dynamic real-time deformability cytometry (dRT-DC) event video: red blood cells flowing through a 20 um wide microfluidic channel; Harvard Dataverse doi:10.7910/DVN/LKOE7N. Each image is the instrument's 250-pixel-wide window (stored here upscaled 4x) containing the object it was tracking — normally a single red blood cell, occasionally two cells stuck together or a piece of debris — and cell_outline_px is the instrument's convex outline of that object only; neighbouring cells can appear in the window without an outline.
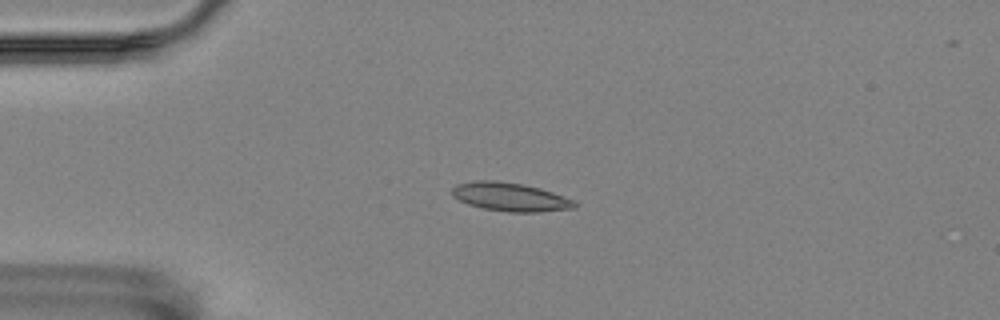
{"species": "Egyptian fruit bat (a non-hibernating species)", "species_latin": "Rousettus aegyptiacus", "temperature_condition": "room temperature", "stored_images_in_passage": 48, "camera_frame_rate_fps": 3000, "um_per_image_px": 0.085, "animal": {"sex": "female"}, "frame": {"image": 1, "passage_image": 5, "time_ms": 1.333, "image_size_px": [1000, 320], "cell_outline_px": [[576, 208], [540, 212], [508, 212], [484, 208], [468, 204], [452, 196], [452, 188], [456, 184], [476, 180], [496, 180], [524, 184], [540, 188], [576, 200]], "centroid_in_image_um": [43.39, 16.73], "position_along_channel_um": 41.6, "area_um2": 20.52}}
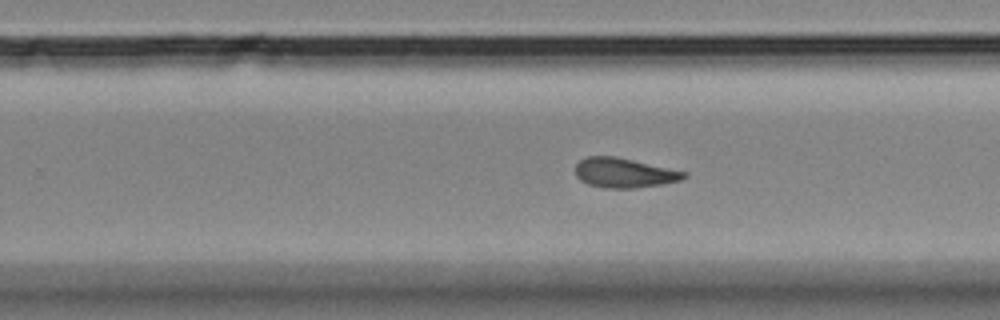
{"frame": {"image": 2, "passage_image": 27, "time_ms": 8.667, "image_size_px": [1000, 320], "cell_outline_px": [[688, 176], [680, 180], [664, 184], [636, 188], [604, 188], [588, 184], [580, 180], [576, 176], [576, 164], [580, 160], [588, 156], [616, 156], [688, 172]], "centroid_in_image_um": [53.07, 14.69], "position_along_channel_um": 276.7, "area_um2": 18.9}}
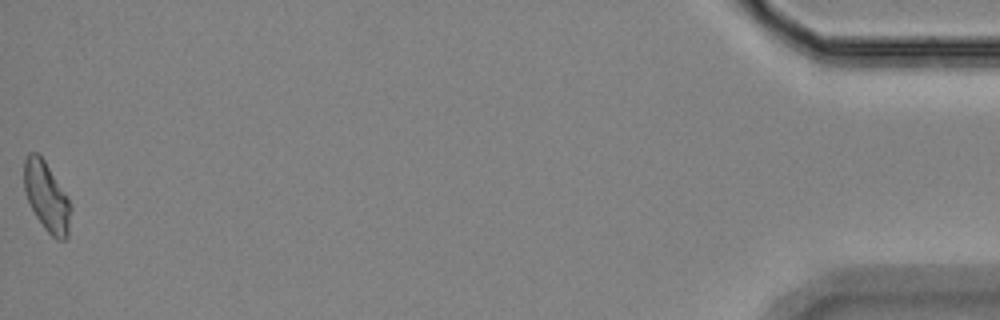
{"frame": {"image": 3, "passage_image": 48, "time_ms": 15.667, "image_size_px": [1000, 320], "cell_outline_px": [[72, 208], [68, 236], [64, 240], [56, 240], [44, 228], [36, 216], [24, 192], [24, 160], [28, 152], [36, 152], [44, 160], [68, 200]], "centroid_in_image_um": [3.95, 16.75], "position_along_channel_um": 431.2, "area_um2": 18.55}, "authors_computed_cell_mechanics": {"area_um2": 18.8428, "velocity_mm_per_s": 3.5318, "shape_relaxation_time_tau1_ms": null, "shape_relaxation_time_tau2_ms": 3.573, "deformation_change_tau1": null, "deformation_change_tau2": 0.0997}}